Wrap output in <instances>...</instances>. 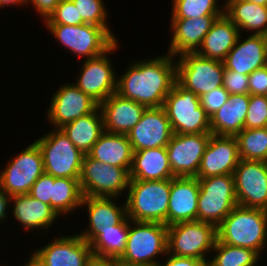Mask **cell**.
Wrapping results in <instances>:
<instances>
[{"mask_svg":"<svg viewBox=\"0 0 267 266\" xmlns=\"http://www.w3.org/2000/svg\"><path fill=\"white\" fill-rule=\"evenodd\" d=\"M176 59V82L198 97L222 86L223 61L204 58L197 53H183Z\"/></svg>","mask_w":267,"mask_h":266,"instance_id":"cell-10","label":"cell"},{"mask_svg":"<svg viewBox=\"0 0 267 266\" xmlns=\"http://www.w3.org/2000/svg\"><path fill=\"white\" fill-rule=\"evenodd\" d=\"M211 266H257L261 257L251 249L231 246L218 240L212 250Z\"/></svg>","mask_w":267,"mask_h":266,"instance_id":"cell-34","label":"cell"},{"mask_svg":"<svg viewBox=\"0 0 267 266\" xmlns=\"http://www.w3.org/2000/svg\"><path fill=\"white\" fill-rule=\"evenodd\" d=\"M173 133H211L210 118L200 104V98L177 82L166 96L163 105Z\"/></svg>","mask_w":267,"mask_h":266,"instance_id":"cell-7","label":"cell"},{"mask_svg":"<svg viewBox=\"0 0 267 266\" xmlns=\"http://www.w3.org/2000/svg\"><path fill=\"white\" fill-rule=\"evenodd\" d=\"M239 161L238 141L235 136L211 135L196 177L233 175Z\"/></svg>","mask_w":267,"mask_h":266,"instance_id":"cell-19","label":"cell"},{"mask_svg":"<svg viewBox=\"0 0 267 266\" xmlns=\"http://www.w3.org/2000/svg\"><path fill=\"white\" fill-rule=\"evenodd\" d=\"M220 0H172L171 19L200 18L203 16H222L225 4Z\"/></svg>","mask_w":267,"mask_h":266,"instance_id":"cell-36","label":"cell"},{"mask_svg":"<svg viewBox=\"0 0 267 266\" xmlns=\"http://www.w3.org/2000/svg\"><path fill=\"white\" fill-rule=\"evenodd\" d=\"M133 153L132 145L126 134L104 131L87 154L102 163L126 168L130 171Z\"/></svg>","mask_w":267,"mask_h":266,"instance_id":"cell-28","label":"cell"},{"mask_svg":"<svg viewBox=\"0 0 267 266\" xmlns=\"http://www.w3.org/2000/svg\"><path fill=\"white\" fill-rule=\"evenodd\" d=\"M169 53L132 61L123 75L117 76L116 93L150 107L164 105L176 82V60Z\"/></svg>","mask_w":267,"mask_h":266,"instance_id":"cell-1","label":"cell"},{"mask_svg":"<svg viewBox=\"0 0 267 266\" xmlns=\"http://www.w3.org/2000/svg\"><path fill=\"white\" fill-rule=\"evenodd\" d=\"M13 218L21 224L25 232L36 230L49 231L51 225H55L60 216L46 203L33 198L29 194L16 195L11 197ZM12 211V213H11ZM59 217V218H58Z\"/></svg>","mask_w":267,"mask_h":266,"instance_id":"cell-25","label":"cell"},{"mask_svg":"<svg viewBox=\"0 0 267 266\" xmlns=\"http://www.w3.org/2000/svg\"><path fill=\"white\" fill-rule=\"evenodd\" d=\"M116 197H92L83 196L82 207L88 212V229L78 233L82 239L90 243L103 228L119 224L126 215V204L119 205Z\"/></svg>","mask_w":267,"mask_h":266,"instance_id":"cell-22","label":"cell"},{"mask_svg":"<svg viewBox=\"0 0 267 266\" xmlns=\"http://www.w3.org/2000/svg\"><path fill=\"white\" fill-rule=\"evenodd\" d=\"M229 95V92L220 86L199 97L200 104L209 118L228 101Z\"/></svg>","mask_w":267,"mask_h":266,"instance_id":"cell-40","label":"cell"},{"mask_svg":"<svg viewBox=\"0 0 267 266\" xmlns=\"http://www.w3.org/2000/svg\"><path fill=\"white\" fill-rule=\"evenodd\" d=\"M53 184L54 177L43 173L32 185L29 195L43 203L51 205V191Z\"/></svg>","mask_w":267,"mask_h":266,"instance_id":"cell-42","label":"cell"},{"mask_svg":"<svg viewBox=\"0 0 267 266\" xmlns=\"http://www.w3.org/2000/svg\"><path fill=\"white\" fill-rule=\"evenodd\" d=\"M83 199L79 179L54 177L51 191V207L62 217L81 207Z\"/></svg>","mask_w":267,"mask_h":266,"instance_id":"cell-33","label":"cell"},{"mask_svg":"<svg viewBox=\"0 0 267 266\" xmlns=\"http://www.w3.org/2000/svg\"><path fill=\"white\" fill-rule=\"evenodd\" d=\"M44 173L43 157L35 141L8 159L0 171V187L11 197L29 194L32 185Z\"/></svg>","mask_w":267,"mask_h":266,"instance_id":"cell-12","label":"cell"},{"mask_svg":"<svg viewBox=\"0 0 267 266\" xmlns=\"http://www.w3.org/2000/svg\"><path fill=\"white\" fill-rule=\"evenodd\" d=\"M267 127V95H250L245 128Z\"/></svg>","mask_w":267,"mask_h":266,"instance_id":"cell-38","label":"cell"},{"mask_svg":"<svg viewBox=\"0 0 267 266\" xmlns=\"http://www.w3.org/2000/svg\"><path fill=\"white\" fill-rule=\"evenodd\" d=\"M250 94H230L228 101L210 117L212 135L236 136L245 128Z\"/></svg>","mask_w":267,"mask_h":266,"instance_id":"cell-26","label":"cell"},{"mask_svg":"<svg viewBox=\"0 0 267 266\" xmlns=\"http://www.w3.org/2000/svg\"><path fill=\"white\" fill-rule=\"evenodd\" d=\"M88 266H121V263L117 259H100L94 257Z\"/></svg>","mask_w":267,"mask_h":266,"instance_id":"cell-47","label":"cell"},{"mask_svg":"<svg viewBox=\"0 0 267 266\" xmlns=\"http://www.w3.org/2000/svg\"><path fill=\"white\" fill-rule=\"evenodd\" d=\"M248 75L225 69L222 86L229 94H249Z\"/></svg>","mask_w":267,"mask_h":266,"instance_id":"cell-41","label":"cell"},{"mask_svg":"<svg viewBox=\"0 0 267 266\" xmlns=\"http://www.w3.org/2000/svg\"><path fill=\"white\" fill-rule=\"evenodd\" d=\"M52 94L45 115L52 128L60 129L75 119L94 112L99 104L72 82L61 84Z\"/></svg>","mask_w":267,"mask_h":266,"instance_id":"cell-16","label":"cell"},{"mask_svg":"<svg viewBox=\"0 0 267 266\" xmlns=\"http://www.w3.org/2000/svg\"><path fill=\"white\" fill-rule=\"evenodd\" d=\"M21 266H34V265L28 260L27 262H25V264Z\"/></svg>","mask_w":267,"mask_h":266,"instance_id":"cell-51","label":"cell"},{"mask_svg":"<svg viewBox=\"0 0 267 266\" xmlns=\"http://www.w3.org/2000/svg\"><path fill=\"white\" fill-rule=\"evenodd\" d=\"M11 196L8 195L1 187H0V223L2 224L7 220V214L9 213L7 210L12 209L11 206Z\"/></svg>","mask_w":267,"mask_h":266,"instance_id":"cell-46","label":"cell"},{"mask_svg":"<svg viewBox=\"0 0 267 266\" xmlns=\"http://www.w3.org/2000/svg\"><path fill=\"white\" fill-rule=\"evenodd\" d=\"M93 258L90 244L75 233L60 235L35 249L28 260L34 266H88Z\"/></svg>","mask_w":267,"mask_h":266,"instance_id":"cell-14","label":"cell"},{"mask_svg":"<svg viewBox=\"0 0 267 266\" xmlns=\"http://www.w3.org/2000/svg\"><path fill=\"white\" fill-rule=\"evenodd\" d=\"M79 16L86 24H93L99 27H103L116 41L118 38L115 36V33L109 28L107 19L109 16L105 7L104 0H71ZM108 17V18H107Z\"/></svg>","mask_w":267,"mask_h":266,"instance_id":"cell-37","label":"cell"},{"mask_svg":"<svg viewBox=\"0 0 267 266\" xmlns=\"http://www.w3.org/2000/svg\"><path fill=\"white\" fill-rule=\"evenodd\" d=\"M233 176L238 206L267 210V162L240 159Z\"/></svg>","mask_w":267,"mask_h":266,"instance_id":"cell-15","label":"cell"},{"mask_svg":"<svg viewBox=\"0 0 267 266\" xmlns=\"http://www.w3.org/2000/svg\"><path fill=\"white\" fill-rule=\"evenodd\" d=\"M235 137L240 159L267 162V127L244 128Z\"/></svg>","mask_w":267,"mask_h":266,"instance_id":"cell-35","label":"cell"},{"mask_svg":"<svg viewBox=\"0 0 267 266\" xmlns=\"http://www.w3.org/2000/svg\"><path fill=\"white\" fill-rule=\"evenodd\" d=\"M251 3L267 6V0H245Z\"/></svg>","mask_w":267,"mask_h":266,"instance_id":"cell-49","label":"cell"},{"mask_svg":"<svg viewBox=\"0 0 267 266\" xmlns=\"http://www.w3.org/2000/svg\"><path fill=\"white\" fill-rule=\"evenodd\" d=\"M225 15L242 31L267 36V6L245 0H224Z\"/></svg>","mask_w":267,"mask_h":266,"instance_id":"cell-30","label":"cell"},{"mask_svg":"<svg viewBox=\"0 0 267 266\" xmlns=\"http://www.w3.org/2000/svg\"><path fill=\"white\" fill-rule=\"evenodd\" d=\"M34 141L42 153L44 173L58 178L80 179L85 154L61 129L52 128Z\"/></svg>","mask_w":267,"mask_h":266,"instance_id":"cell-5","label":"cell"},{"mask_svg":"<svg viewBox=\"0 0 267 266\" xmlns=\"http://www.w3.org/2000/svg\"><path fill=\"white\" fill-rule=\"evenodd\" d=\"M250 95H267V66L248 75Z\"/></svg>","mask_w":267,"mask_h":266,"instance_id":"cell-43","label":"cell"},{"mask_svg":"<svg viewBox=\"0 0 267 266\" xmlns=\"http://www.w3.org/2000/svg\"><path fill=\"white\" fill-rule=\"evenodd\" d=\"M116 41L107 51L88 60H83L77 80L73 84L89 95L98 104L116 92L117 73L109 54L120 47Z\"/></svg>","mask_w":267,"mask_h":266,"instance_id":"cell-13","label":"cell"},{"mask_svg":"<svg viewBox=\"0 0 267 266\" xmlns=\"http://www.w3.org/2000/svg\"><path fill=\"white\" fill-rule=\"evenodd\" d=\"M164 258L166 261L164 262L162 259V262L160 261L157 266H204L206 264L205 261L197 258L176 256L169 253Z\"/></svg>","mask_w":267,"mask_h":266,"instance_id":"cell-44","label":"cell"},{"mask_svg":"<svg viewBox=\"0 0 267 266\" xmlns=\"http://www.w3.org/2000/svg\"><path fill=\"white\" fill-rule=\"evenodd\" d=\"M199 181L197 177L170 179L167 226L198 220Z\"/></svg>","mask_w":267,"mask_h":266,"instance_id":"cell-21","label":"cell"},{"mask_svg":"<svg viewBox=\"0 0 267 266\" xmlns=\"http://www.w3.org/2000/svg\"><path fill=\"white\" fill-rule=\"evenodd\" d=\"M128 231L129 219L127 216L119 224L103 228L89 243L93 257L118 259L125 251Z\"/></svg>","mask_w":267,"mask_h":266,"instance_id":"cell-32","label":"cell"},{"mask_svg":"<svg viewBox=\"0 0 267 266\" xmlns=\"http://www.w3.org/2000/svg\"><path fill=\"white\" fill-rule=\"evenodd\" d=\"M217 240L263 256L267 246V210L236 206L217 226Z\"/></svg>","mask_w":267,"mask_h":266,"instance_id":"cell-2","label":"cell"},{"mask_svg":"<svg viewBox=\"0 0 267 266\" xmlns=\"http://www.w3.org/2000/svg\"><path fill=\"white\" fill-rule=\"evenodd\" d=\"M173 130L163 106L146 108L139 122L126 134L133 151L166 147Z\"/></svg>","mask_w":267,"mask_h":266,"instance_id":"cell-18","label":"cell"},{"mask_svg":"<svg viewBox=\"0 0 267 266\" xmlns=\"http://www.w3.org/2000/svg\"><path fill=\"white\" fill-rule=\"evenodd\" d=\"M198 221L218 226L238 206L234 176L231 174L198 178Z\"/></svg>","mask_w":267,"mask_h":266,"instance_id":"cell-9","label":"cell"},{"mask_svg":"<svg viewBox=\"0 0 267 266\" xmlns=\"http://www.w3.org/2000/svg\"><path fill=\"white\" fill-rule=\"evenodd\" d=\"M44 26L71 54L85 60L102 55L116 42L103 27L93 24Z\"/></svg>","mask_w":267,"mask_h":266,"instance_id":"cell-8","label":"cell"},{"mask_svg":"<svg viewBox=\"0 0 267 266\" xmlns=\"http://www.w3.org/2000/svg\"><path fill=\"white\" fill-rule=\"evenodd\" d=\"M85 22L71 0H61L43 24L81 25Z\"/></svg>","mask_w":267,"mask_h":266,"instance_id":"cell-39","label":"cell"},{"mask_svg":"<svg viewBox=\"0 0 267 266\" xmlns=\"http://www.w3.org/2000/svg\"><path fill=\"white\" fill-rule=\"evenodd\" d=\"M241 34L223 63L225 69L250 75L253 71L266 66L265 43L267 36L248 34L245 39Z\"/></svg>","mask_w":267,"mask_h":266,"instance_id":"cell-24","label":"cell"},{"mask_svg":"<svg viewBox=\"0 0 267 266\" xmlns=\"http://www.w3.org/2000/svg\"><path fill=\"white\" fill-rule=\"evenodd\" d=\"M69 140L87 154L104 132L103 117L100 108L81 116L60 128Z\"/></svg>","mask_w":267,"mask_h":266,"instance_id":"cell-31","label":"cell"},{"mask_svg":"<svg viewBox=\"0 0 267 266\" xmlns=\"http://www.w3.org/2000/svg\"><path fill=\"white\" fill-rule=\"evenodd\" d=\"M216 241L217 227L211 223L196 220L167 226V253L171 255L193 257L208 263Z\"/></svg>","mask_w":267,"mask_h":266,"instance_id":"cell-6","label":"cell"},{"mask_svg":"<svg viewBox=\"0 0 267 266\" xmlns=\"http://www.w3.org/2000/svg\"><path fill=\"white\" fill-rule=\"evenodd\" d=\"M239 35L237 26L223 14L215 20L196 53L204 58L223 61Z\"/></svg>","mask_w":267,"mask_h":266,"instance_id":"cell-29","label":"cell"},{"mask_svg":"<svg viewBox=\"0 0 267 266\" xmlns=\"http://www.w3.org/2000/svg\"><path fill=\"white\" fill-rule=\"evenodd\" d=\"M25 6L27 5V0H0V9L7 6Z\"/></svg>","mask_w":267,"mask_h":266,"instance_id":"cell-48","label":"cell"},{"mask_svg":"<svg viewBox=\"0 0 267 266\" xmlns=\"http://www.w3.org/2000/svg\"><path fill=\"white\" fill-rule=\"evenodd\" d=\"M61 0H27V6L30 4L34 11L38 13L44 22L55 11L56 6Z\"/></svg>","mask_w":267,"mask_h":266,"instance_id":"cell-45","label":"cell"},{"mask_svg":"<svg viewBox=\"0 0 267 266\" xmlns=\"http://www.w3.org/2000/svg\"><path fill=\"white\" fill-rule=\"evenodd\" d=\"M174 178L166 147L143 149L133 153L130 180H170Z\"/></svg>","mask_w":267,"mask_h":266,"instance_id":"cell-27","label":"cell"},{"mask_svg":"<svg viewBox=\"0 0 267 266\" xmlns=\"http://www.w3.org/2000/svg\"><path fill=\"white\" fill-rule=\"evenodd\" d=\"M104 131L127 134L141 119L146 106L116 92L99 104Z\"/></svg>","mask_w":267,"mask_h":266,"instance_id":"cell-23","label":"cell"},{"mask_svg":"<svg viewBox=\"0 0 267 266\" xmlns=\"http://www.w3.org/2000/svg\"><path fill=\"white\" fill-rule=\"evenodd\" d=\"M79 181L83 196L119 198L128 190L130 171L85 154Z\"/></svg>","mask_w":267,"mask_h":266,"instance_id":"cell-11","label":"cell"},{"mask_svg":"<svg viewBox=\"0 0 267 266\" xmlns=\"http://www.w3.org/2000/svg\"><path fill=\"white\" fill-rule=\"evenodd\" d=\"M218 17L171 19L169 31L172 35L167 53L175 58L183 53H196Z\"/></svg>","mask_w":267,"mask_h":266,"instance_id":"cell-20","label":"cell"},{"mask_svg":"<svg viewBox=\"0 0 267 266\" xmlns=\"http://www.w3.org/2000/svg\"><path fill=\"white\" fill-rule=\"evenodd\" d=\"M166 254L167 225L159 222L129 219L125 251L117 259L121 264L126 266H157L161 261L157 257H164Z\"/></svg>","mask_w":267,"mask_h":266,"instance_id":"cell-3","label":"cell"},{"mask_svg":"<svg viewBox=\"0 0 267 266\" xmlns=\"http://www.w3.org/2000/svg\"><path fill=\"white\" fill-rule=\"evenodd\" d=\"M212 133H174L166 146L174 177H196Z\"/></svg>","mask_w":267,"mask_h":266,"instance_id":"cell-17","label":"cell"},{"mask_svg":"<svg viewBox=\"0 0 267 266\" xmlns=\"http://www.w3.org/2000/svg\"><path fill=\"white\" fill-rule=\"evenodd\" d=\"M127 192L128 219L167 225L170 180H130Z\"/></svg>","mask_w":267,"mask_h":266,"instance_id":"cell-4","label":"cell"},{"mask_svg":"<svg viewBox=\"0 0 267 266\" xmlns=\"http://www.w3.org/2000/svg\"><path fill=\"white\" fill-rule=\"evenodd\" d=\"M265 65L267 66V38L265 43Z\"/></svg>","mask_w":267,"mask_h":266,"instance_id":"cell-50","label":"cell"}]
</instances>
